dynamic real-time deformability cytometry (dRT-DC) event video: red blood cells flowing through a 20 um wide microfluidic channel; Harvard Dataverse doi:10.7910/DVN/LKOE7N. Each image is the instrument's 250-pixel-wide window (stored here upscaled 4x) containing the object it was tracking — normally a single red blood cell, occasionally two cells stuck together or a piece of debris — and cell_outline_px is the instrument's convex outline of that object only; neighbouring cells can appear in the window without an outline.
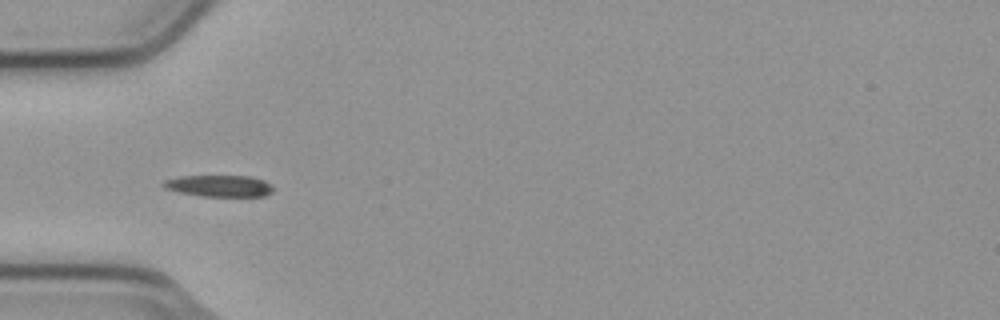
{"species": "common noctule bat (a hibernating species)", "species_latin": "Nyctalus noctula", "temperature_condition": "cold", "stored_images_in_passage": 6, "camera_frame_rate_fps": 3000, "um_per_image_px": 0.085, "animal": {"sex": "male", "body_mass_g": 23.1, "forearm_length_mm": 52.7}, "frame": {"image": 1, "passage_image": 4, "time_ms": 1.0, "image_size_px": [1000, 320], "cell_outline_px": [[272, 192], [264, 196], [200, 196], [180, 192], [164, 188], [160, 184], [164, 180], [176, 176], [252, 176], [264, 180], [272, 184]], "centroid_in_image_um": [18.61, 15.79], "position_along_channel_um": 66.4, "area_um2": 13.93}}
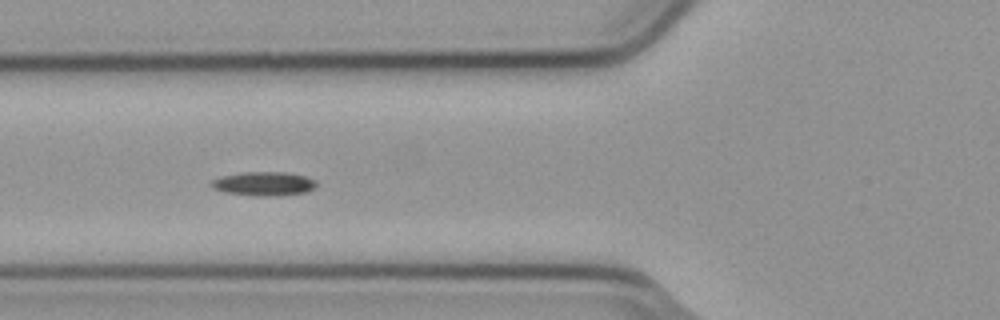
{"frame": {"image": 2, "passage_image": 5, "time_ms": 1.333, "image_size_px": [1000, 320], "cell_outline_px": [[316, 188], [308, 192], [276, 196], [252, 196], [224, 192], [212, 188], [212, 180], [224, 176], [240, 172], [284, 172], [304, 176], [316, 180]], "centroid_in_image_um": [22.46, 15.63], "position_along_channel_um": 103.3, "area_um2": 14.74}}
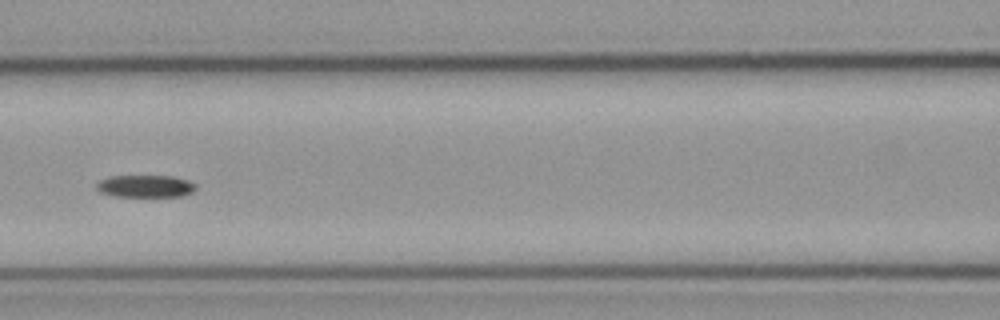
{"frame": {"image": 3, "passage_image": 6, "time_ms": 1.667, "image_size_px": [1000, 320], "cell_outline_px": [[196, 188], [192, 192], [184, 196], [116, 196], [100, 192], [96, 188], [96, 184], [100, 180], [108, 176], [172, 176], [188, 180], [196, 184]], "centroid_in_image_um": [12.37, 15.82], "position_along_channel_um": 154.2, "area_um2": 12.89}}